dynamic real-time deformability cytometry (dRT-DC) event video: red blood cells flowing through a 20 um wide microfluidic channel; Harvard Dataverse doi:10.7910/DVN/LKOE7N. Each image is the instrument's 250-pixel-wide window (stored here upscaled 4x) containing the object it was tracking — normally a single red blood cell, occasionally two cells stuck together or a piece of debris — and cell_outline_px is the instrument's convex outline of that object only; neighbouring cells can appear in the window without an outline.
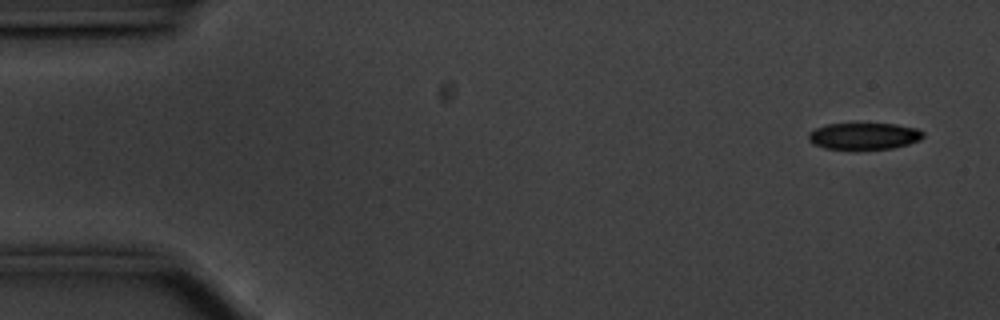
{"species": "common noctule bat (a hibernating species)", "species_latin": "Nyctalus noctula", "temperature_condition": "cold", "stored_images_in_passage": 56, "camera_frame_rate_fps": 3000, "um_per_image_px": 0.085, "animal": {"sex": "male", "body_mass_g": 20.1, "forearm_length_mm": 53.5}, "frame": {"image": 1, "passage_image": 3, "time_ms": 0.667, "image_size_px": [1000, 320], "cell_outline_px": [[924, 136], [920, 140], [908, 144], [892, 148], [824, 148], [812, 144], [808, 140], [808, 132], [824, 124], [896, 124], [916, 128], [924, 132]], "centroid_in_image_um": [73.42, 11.55], "position_along_channel_um": 11.6, "area_um2": 17.63}}
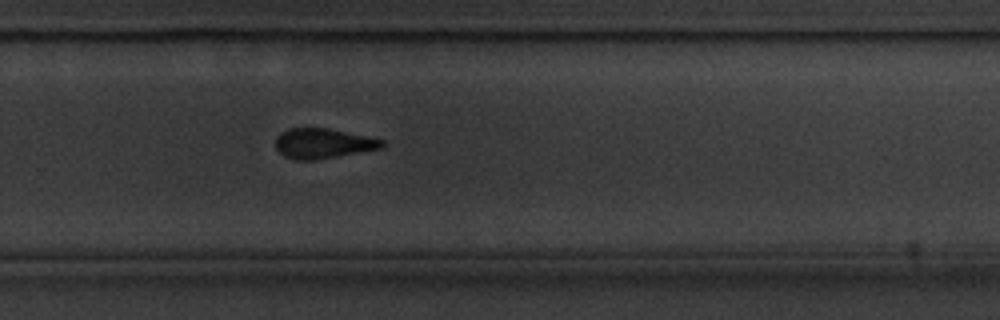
{"frame": {"image": 2, "passage_image": 37, "time_ms": 12.0, "image_size_px": [1000, 320], "cell_outline_px": [[384, 148], [316, 160], [296, 160], [284, 156], [276, 148], [276, 136], [280, 132], [288, 128], [328, 128], [384, 140]], "centroid_in_image_um": [27.44, 12.19], "position_along_channel_um": 302.4, "area_um2": 18.67}}
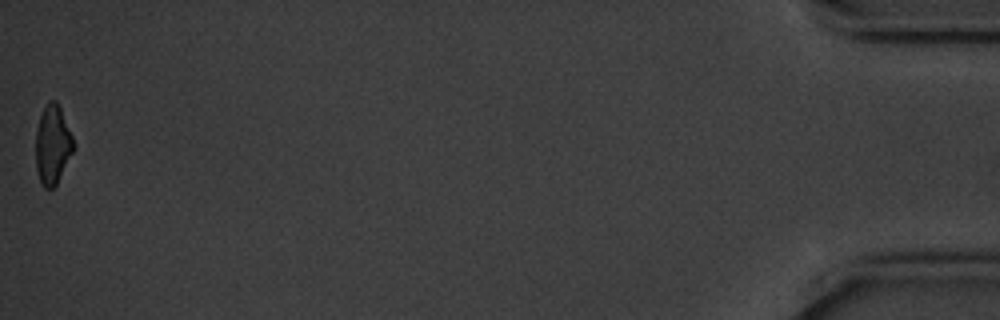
{"frame": {"image": 3, "passage_image": 56, "time_ms": 18.333, "image_size_px": [1000, 320], "cell_outline_px": [[76, 148], [56, 184], [52, 188], [44, 188], [40, 180], [36, 168], [36, 132], [40, 116], [48, 100], [56, 100], [60, 108], [72, 136]], "centroid_in_image_um": [4.48, 12.31], "position_along_channel_um": 430.7, "area_um2": 17.28}, "authors_computed_cell_mechanics": {"area_um2": 19.2474, "velocity_mm_per_s": 3.5612, "shape_relaxation_time_tau1_ms": 2.5057, "shape_relaxation_time_tau2_ms": 3.5625, "deformation_change_tau1": 0.115, "deformation_change_tau2": 0.1162}}